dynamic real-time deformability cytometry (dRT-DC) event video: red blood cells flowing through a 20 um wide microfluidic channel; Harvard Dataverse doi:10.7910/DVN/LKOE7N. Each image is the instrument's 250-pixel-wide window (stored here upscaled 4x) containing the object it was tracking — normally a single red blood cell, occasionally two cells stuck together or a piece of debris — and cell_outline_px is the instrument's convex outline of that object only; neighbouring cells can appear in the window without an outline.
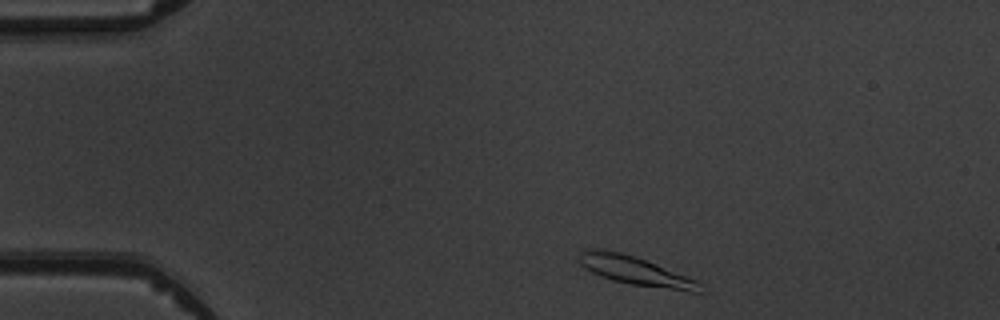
{"species": "common noctule bat (a hibernating species)", "species_latin": "Nyctalus noctula", "temperature_condition": "warm", "stored_images_in_passage": 6, "camera_frame_rate_fps": 3000, "um_per_image_px": 0.085, "animal": {"sex": "male", "body_mass_g": 19.5, "forearm_length_mm": 54.6}, "frame": {"image": 1, "passage_image": 1, "time_ms": 0.0, "image_size_px": [1000, 320], "cell_outline_px": [[708, 292], [688, 292], [632, 284], [612, 280], [600, 276], [584, 268], [580, 264], [580, 252], [584, 248], [596, 248], [620, 252], [636, 256], [696, 280]], "centroid_in_image_um": [54.01, 23.02], "position_along_channel_um": 31.0, "area_um2": 20.29}}
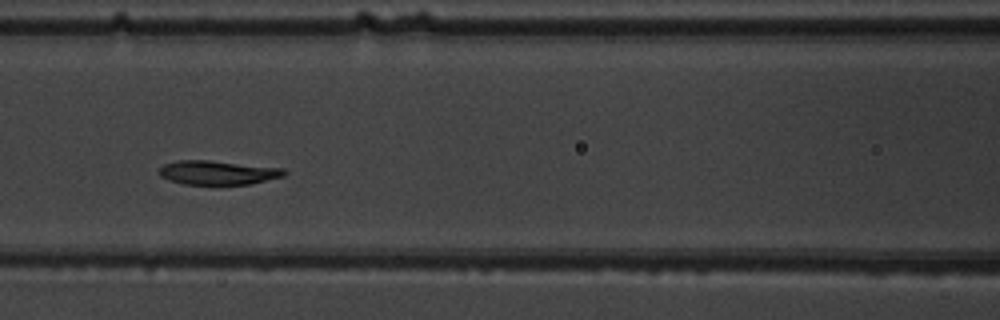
{"frame": {"image": 2, "passage_image": 5, "time_ms": 4.667, "image_size_px": [1000, 320], "cell_outline_px": [[288, 172], [284, 176], [252, 184], [184, 184], [168, 180], [160, 176], [160, 168], [164, 164], [180, 160], [208, 160], [284, 168]], "centroid_in_image_um": [18.55, 14.67], "position_along_channel_um": 148.1, "area_um2": 17.51}}
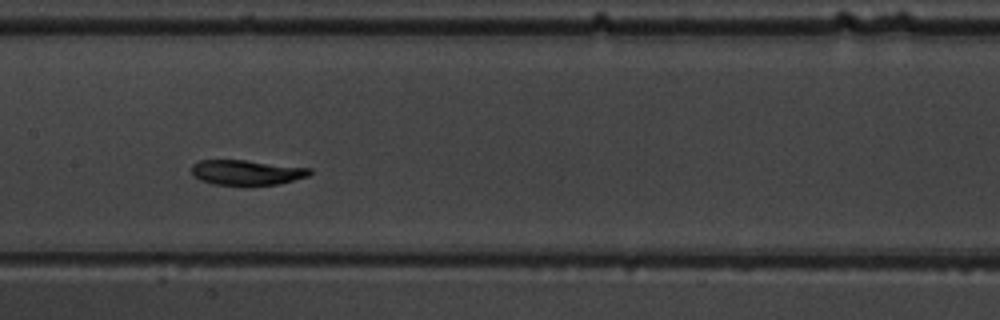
{"frame": {"image": 3, "passage_image": 6, "time_ms": 5.667, "image_size_px": [1000, 320], "cell_outline_px": [[312, 172], [308, 176], [280, 184], [212, 184], [200, 180], [192, 176], [192, 164], [196, 160], [244, 160], [312, 168]], "centroid_in_image_um": [20.94, 14.64], "position_along_channel_um": 186.5, "area_um2": 17.17}}